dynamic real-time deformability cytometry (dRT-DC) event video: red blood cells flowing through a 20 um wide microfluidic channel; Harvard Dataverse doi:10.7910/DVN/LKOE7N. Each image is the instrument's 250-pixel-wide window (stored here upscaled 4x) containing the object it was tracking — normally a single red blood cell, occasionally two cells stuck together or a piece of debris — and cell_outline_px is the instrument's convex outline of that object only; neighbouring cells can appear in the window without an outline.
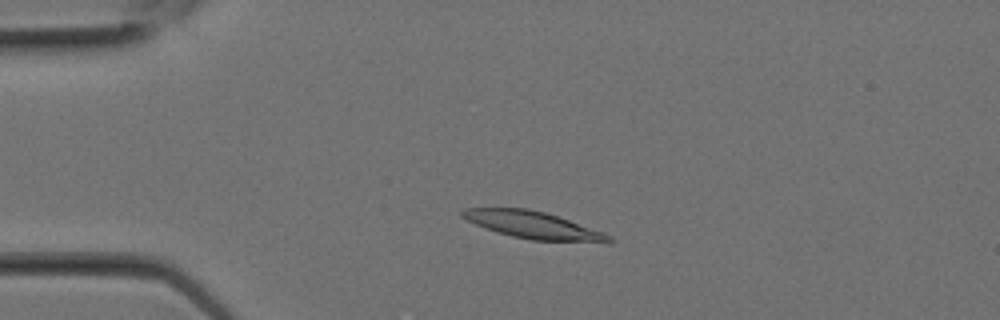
{"species": "Egyptian fruit bat (a non-hibernating species)", "species_latin": "Rousettus aegyptiacus", "temperature_condition": "room temperature", "stored_images_in_passage": 1, "camera_frame_rate_fps": 3000, "um_per_image_px": 0.085, "animal": {"sex": "female"}, "frame": {"image": 1, "passage_image": 1, "time_ms": 0.0, "image_size_px": [1000, 320], "cell_outline_px": [[616, 240], [612, 244], [608, 244], [532, 240], [512, 236], [496, 232], [476, 224], [460, 216], [460, 212], [464, 208], [528, 208], [544, 212], [604, 232], [612, 236]], "centroid_in_image_um": [45.43, 19.17], "position_along_channel_um": 39.6, "area_um2": 23.58}}